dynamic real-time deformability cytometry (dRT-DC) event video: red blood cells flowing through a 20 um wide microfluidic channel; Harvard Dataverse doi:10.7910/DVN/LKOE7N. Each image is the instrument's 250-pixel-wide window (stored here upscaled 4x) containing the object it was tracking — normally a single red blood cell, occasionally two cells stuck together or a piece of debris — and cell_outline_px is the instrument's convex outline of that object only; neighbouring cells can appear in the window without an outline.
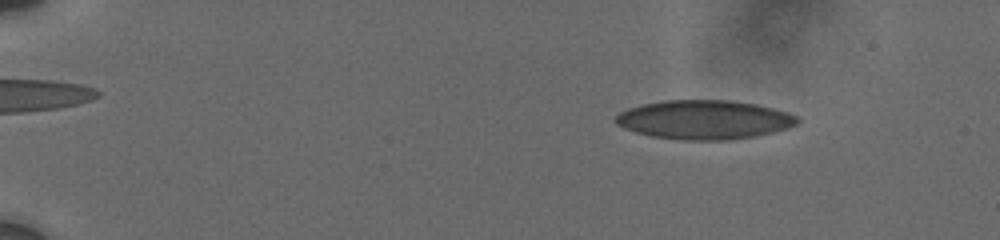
{"species": "human", "species_latin": "Homo sapiens", "temperature_condition": "cold", "stored_images_in_passage": 10, "camera_frame_rate_fps": 3000, "um_per_image_px": 0.085, "donor": {"sex": "male"}, "frame": {"image": 1, "passage_image": 4, "time_ms": 2.667, "image_size_px": [1000, 240], "cell_outline_px": [[800, 120], [796, 124], [788, 128], [756, 136], [728, 140], [680, 140], [652, 136], [636, 132], [624, 128], [616, 124], [616, 116], [620, 112], [628, 108], [644, 104], [664, 100], [732, 100], [756, 104], [788, 112], [796, 116]], "centroid_in_image_um": [59.87, 10.17], "position_along_channel_um": 25.1, "area_um2": 41.33}}
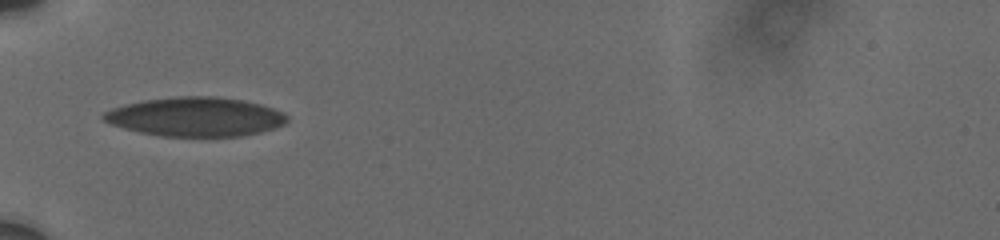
{"frame": {"image": 2, "passage_image": 9, "time_ms": 7.0, "image_size_px": [1000, 240], "cell_outline_px": [[288, 120], [284, 124], [260, 132], [240, 136], [160, 136], [140, 132], [124, 128], [112, 124], [104, 120], [100, 116], [104, 112], [112, 108], [144, 100], [176, 96], [216, 96], [244, 100], [260, 104], [284, 112], [288, 116]], "centroid_in_image_um": [16.63, 9.92], "position_along_channel_um": 68.4, "area_um2": 41.73}}
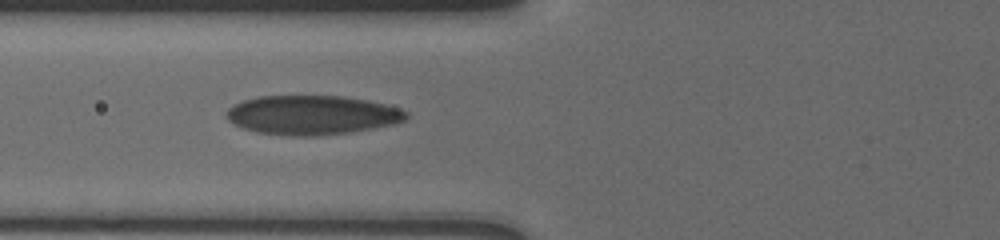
{"frame": {"image": 3, "passage_image": 10, "time_ms": 8.0, "image_size_px": [1000, 240], "cell_outline_px": [[408, 116], [404, 120], [392, 124], [372, 128], [348, 132], [316, 136], [288, 136], [256, 132], [244, 128], [228, 120], [228, 108], [232, 104], [244, 100], [260, 96], [344, 96], [368, 100], [400, 108], [408, 112]], "centroid_in_image_um": [26.52, 9.77], "position_along_channel_um": 99.3, "area_um2": 40.92}}